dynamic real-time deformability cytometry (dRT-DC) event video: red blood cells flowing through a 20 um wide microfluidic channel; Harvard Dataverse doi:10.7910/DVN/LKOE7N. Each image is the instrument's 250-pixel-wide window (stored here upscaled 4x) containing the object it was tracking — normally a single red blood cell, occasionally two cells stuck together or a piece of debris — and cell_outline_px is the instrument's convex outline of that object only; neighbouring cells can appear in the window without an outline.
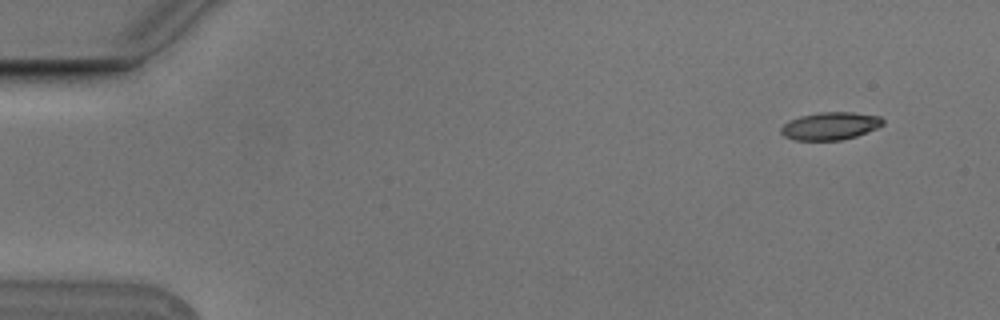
{"species": "Egyptian fruit bat (a non-hibernating species)", "species_latin": "Rousettus aegyptiacus", "temperature_condition": "cold", "stored_images_in_passage": 4, "camera_frame_rate_fps": 3000, "um_per_image_px": 0.085, "animal": {"sex": "male"}, "frame": {"image": 1, "passage_image": 1, "time_ms": 0.0, "image_size_px": [1000, 320], "cell_outline_px": [[884, 124], [876, 128], [856, 136], [840, 140], [796, 140], [784, 136], [780, 132], [780, 128], [788, 120], [800, 116], [820, 112], [852, 112], [880, 116], [884, 120]], "centroid_in_image_um": [70.56, 10.7], "position_along_channel_um": 14.4, "area_um2": 16.42}}
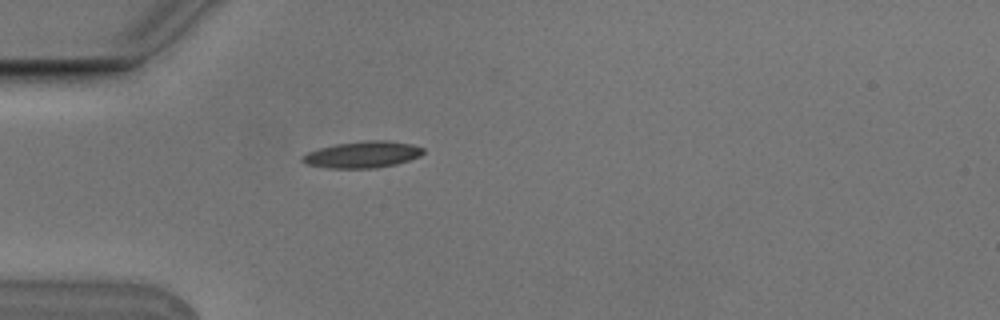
{"frame": {"image": 2, "passage_image": 4, "time_ms": 1.0, "image_size_px": [1000, 320], "cell_outline_px": [[424, 152], [420, 156], [396, 164], [376, 168], [328, 168], [308, 164], [300, 160], [300, 156], [308, 152], [320, 148], [336, 144], [368, 140], [388, 140], [412, 144], [424, 148]], "centroid_in_image_um": [30.82, 13.13], "position_along_channel_um": 54.2, "area_um2": 18.67}}